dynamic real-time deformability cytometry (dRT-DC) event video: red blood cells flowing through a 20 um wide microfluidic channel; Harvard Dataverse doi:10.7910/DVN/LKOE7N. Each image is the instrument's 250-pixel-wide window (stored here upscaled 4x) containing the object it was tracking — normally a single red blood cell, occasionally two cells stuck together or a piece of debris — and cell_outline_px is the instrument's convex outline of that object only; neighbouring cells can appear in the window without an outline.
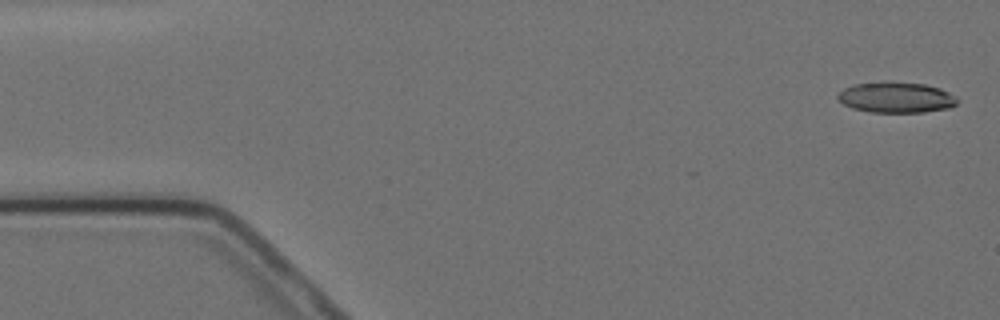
{"species": "Egyptian fruit bat (a non-hibernating species)", "species_latin": "Rousettus aegyptiacus", "temperature_condition": "cold", "stored_images_in_passage": 6, "camera_frame_rate_fps": 3000, "um_per_image_px": 0.085, "animal": {"sex": "female"}, "frame": {"image": 1, "passage_image": 1, "time_ms": 0.0, "image_size_px": [1000, 320], "cell_outline_px": [[960, 100], [956, 104], [948, 108], [924, 112], [872, 112], [852, 108], [844, 104], [836, 96], [844, 88], [852, 84], [924, 84], [940, 88], [956, 96]], "centroid_in_image_um": [76.21, 8.32], "position_along_channel_um": 8.8, "area_um2": 20.63}}
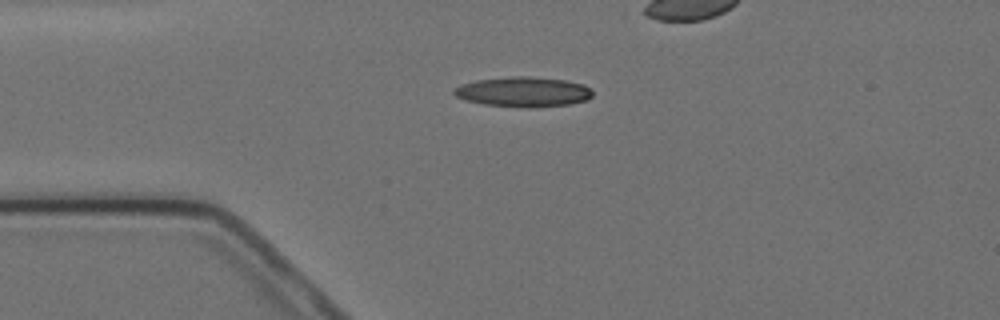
{"frame": {"image": 2, "passage_image": 4, "time_ms": 3.667, "image_size_px": [1000, 320], "cell_outline_px": [[592, 96], [588, 100], [568, 104], [532, 108], [524, 108], [484, 104], [468, 100], [456, 96], [452, 92], [452, 88], [460, 84], [476, 80], [508, 76], [528, 76], [564, 80], [584, 84], [592, 88]], "centroid_in_image_um": [44.48, 7.8], "position_along_channel_um": 40.5, "area_um2": 24.45}}